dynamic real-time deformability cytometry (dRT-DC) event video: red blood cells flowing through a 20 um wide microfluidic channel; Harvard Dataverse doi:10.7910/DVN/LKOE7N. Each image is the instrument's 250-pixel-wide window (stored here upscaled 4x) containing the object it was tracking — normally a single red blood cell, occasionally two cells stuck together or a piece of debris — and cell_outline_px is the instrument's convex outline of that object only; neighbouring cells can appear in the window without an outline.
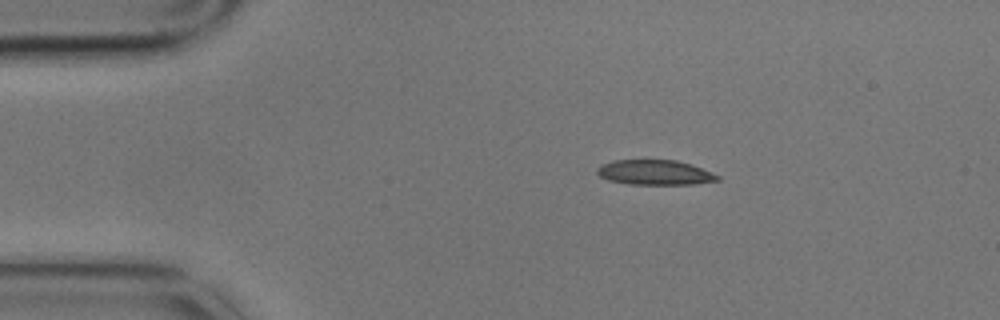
{"species": "common noctule bat (a hibernating species)", "species_latin": "Nyctalus noctula", "temperature_condition": "cold", "stored_images_in_passage": 4, "camera_frame_rate_fps": 3000, "um_per_image_px": 0.085, "animal": {"sex": "male", "body_mass_g": 17.9}, "frame": {"image": 1, "passage_image": 1, "time_ms": 0.0, "image_size_px": [1000, 320], "cell_outline_px": [[720, 180], [692, 184], [628, 184], [608, 180], [600, 176], [596, 172], [596, 168], [600, 164], [612, 160], [676, 160], [692, 164], [712, 172], [720, 176]], "centroid_in_image_um": [55.64, 14.65], "position_along_channel_um": 29.4, "area_um2": 17.63}}
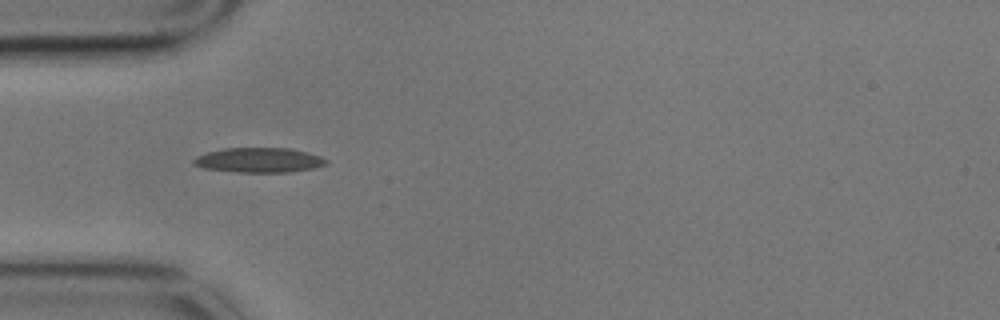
{"frame": {"image": 2, "passage_image": 3, "time_ms": 0.667, "image_size_px": [1000, 320], "cell_outline_px": [[328, 164], [312, 168], [292, 172], [240, 172], [204, 168], [192, 164], [192, 160], [196, 156], [208, 152], [224, 148], [292, 148], [308, 152], [320, 156], [328, 160]], "centroid_in_image_um": [22.03, 13.6], "position_along_channel_um": 63.0, "area_um2": 19.19}}